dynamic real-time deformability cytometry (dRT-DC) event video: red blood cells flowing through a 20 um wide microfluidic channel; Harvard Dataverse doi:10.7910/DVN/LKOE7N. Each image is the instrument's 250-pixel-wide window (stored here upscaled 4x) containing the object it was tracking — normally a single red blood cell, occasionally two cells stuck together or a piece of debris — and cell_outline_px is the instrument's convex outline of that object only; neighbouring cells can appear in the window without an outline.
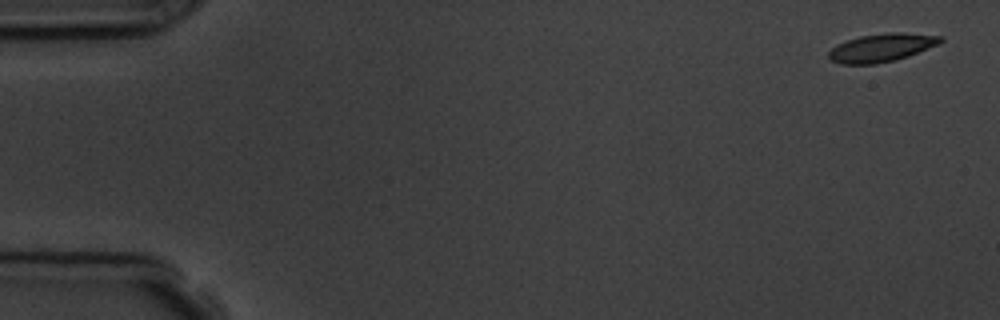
{"species": "common noctule bat (a hibernating species)", "species_latin": "Nyctalus noctula", "temperature_condition": "room temperature", "stored_images_in_passage": 6, "segment_of_instrument_passage": [1, 2], "camera_frame_rate_fps": 3000, "um_per_image_px": 0.085, "animal": {"sex": "male", "body_mass_g": 19.5, "forearm_length_mm": 54.6}, "frame": {"image": 1, "passage_image": 1, "time_ms": 0.0, "image_size_px": [1000, 320], "cell_outline_px": [[944, 40], [940, 44], [908, 56], [896, 60], [876, 64], [840, 64], [832, 60], [828, 56], [828, 52], [836, 44], [860, 36], [888, 32], [900, 32], [944, 36]], "centroid_in_image_um": [74.97, 4.05], "position_along_channel_um": 10.0, "area_um2": 18.5}}
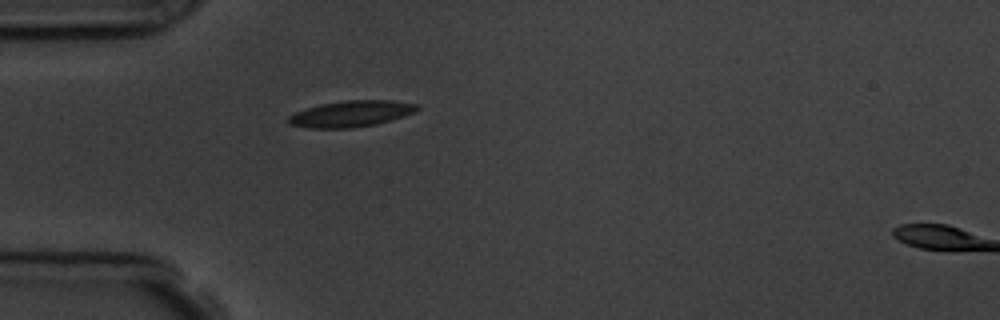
{"frame": {"image": 2, "passage_image": 5, "time_ms": 4.667, "image_size_px": [1000, 320], "cell_outline_px": [[420, 108], [416, 112], [376, 124], [352, 128], [308, 128], [288, 124], [288, 116], [296, 112], [308, 108], [324, 104], [344, 100], [392, 100], [416, 104]], "centroid_in_image_um": [29.85, 9.67], "position_along_channel_um": 55.1, "area_um2": 19.48}}